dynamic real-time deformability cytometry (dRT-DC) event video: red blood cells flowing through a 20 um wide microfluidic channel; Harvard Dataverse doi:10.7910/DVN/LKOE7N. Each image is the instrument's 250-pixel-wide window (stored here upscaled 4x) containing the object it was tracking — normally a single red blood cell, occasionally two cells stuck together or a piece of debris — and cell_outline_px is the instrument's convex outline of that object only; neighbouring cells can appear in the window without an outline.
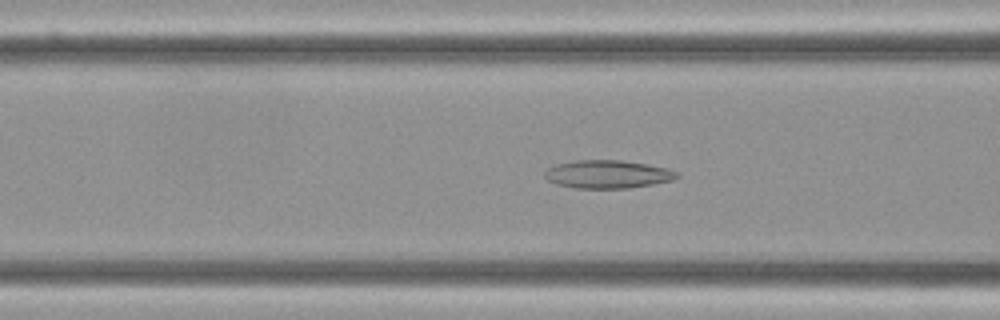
{"species": "Egyptian fruit bat (a non-hibernating species)", "species_latin": "Rousettus aegyptiacus", "temperature_condition": "cold", "stored_images_in_passage": 46, "camera_frame_rate_fps": 3000, "um_per_image_px": 0.085, "frame": {"image": 1, "passage_image": 10, "time_ms": 3.0, "image_size_px": [1000, 320], "cell_outline_px": [[680, 176], [672, 180], [652, 184], [628, 188], [576, 188], [556, 184], [548, 180], [544, 176], [544, 172], [548, 168], [556, 164], [576, 160], [620, 160], [668, 168], [680, 172]], "centroid_in_image_um": [51.65, 14.81], "position_along_channel_um": 114.9, "area_um2": 21.62}}
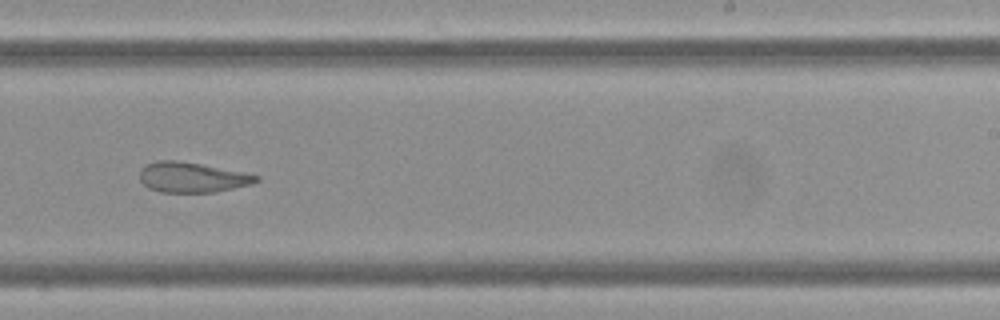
{"frame": {"image": 2, "passage_image": 24, "time_ms": 7.667, "image_size_px": [1000, 320], "cell_outline_px": [[260, 180], [252, 184], [216, 192], [160, 192], [148, 188], [140, 180], [140, 172], [148, 164], [156, 160], [176, 160], [200, 164], [244, 172], [260, 176]], "centroid_in_image_um": [16.35, 15.08], "position_along_channel_um": 272.6, "area_um2": 20.4}}
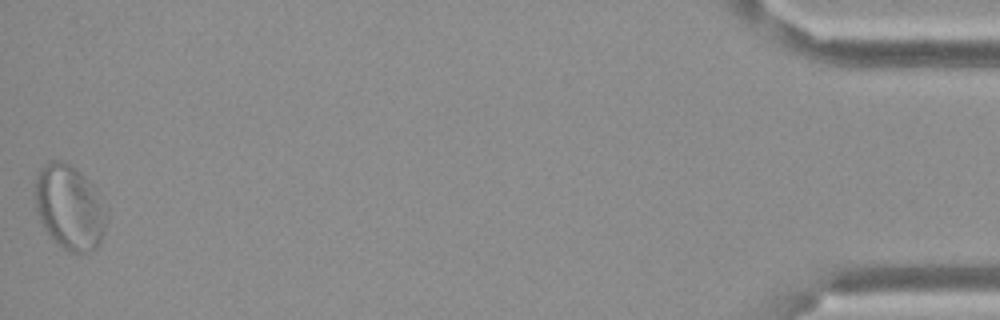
{"frame": {"image": 3, "passage_image": 46, "time_ms": 15.0, "image_size_px": [1000, 320], "cell_outline_px": [[108, 216], [104, 232], [100, 244], [96, 248], [80, 256], [68, 252], [56, 244], [40, 224], [36, 212], [36, 176], [48, 160], [60, 160], [72, 164], [92, 184], [108, 204]], "centroid_in_image_um": [5.96, 17.66], "position_along_channel_um": 429.2, "area_um2": 36.41}, "authors_computed_cell_mechanics": {"area_um2": 22.9755, "velocity_mm_per_s": 3.3746, "shape_relaxation_time_tau1_ms": null, "shape_relaxation_time_tau2_ms": 3.6589, "deformation_change_tau1": null, "deformation_change_tau2": 0.1076}}